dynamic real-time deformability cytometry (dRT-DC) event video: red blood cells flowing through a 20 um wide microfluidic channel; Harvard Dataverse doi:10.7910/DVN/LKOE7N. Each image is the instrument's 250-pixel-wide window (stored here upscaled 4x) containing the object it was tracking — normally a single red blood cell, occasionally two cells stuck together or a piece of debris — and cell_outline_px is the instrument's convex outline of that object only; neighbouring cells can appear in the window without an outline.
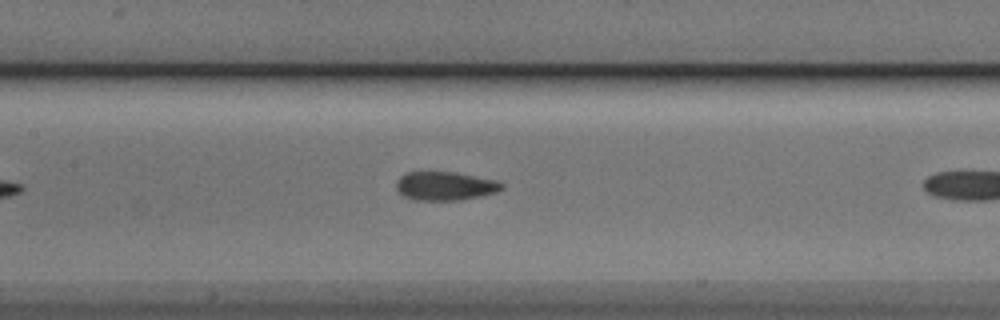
{"species": "Egyptian fruit bat (a non-hibernating species)", "species_latin": "Rousettus aegyptiacus", "temperature_condition": "cold", "stored_images_in_passage": 10, "camera_frame_rate_fps": 3000, "um_per_image_px": 0.085, "animal": {"sex": "male"}, "frame": {"image": 1, "passage_image": 9, "time_ms": 2.667, "image_size_px": [1000, 320], "cell_outline_px": [[504, 188], [496, 192], [480, 196], [460, 200], [412, 200], [404, 196], [396, 188], [396, 180], [404, 172], [456, 172], [496, 180], [504, 184]], "centroid_in_image_um": [37.82, 15.8], "position_along_channel_um": 169.6, "area_um2": 17.74}}